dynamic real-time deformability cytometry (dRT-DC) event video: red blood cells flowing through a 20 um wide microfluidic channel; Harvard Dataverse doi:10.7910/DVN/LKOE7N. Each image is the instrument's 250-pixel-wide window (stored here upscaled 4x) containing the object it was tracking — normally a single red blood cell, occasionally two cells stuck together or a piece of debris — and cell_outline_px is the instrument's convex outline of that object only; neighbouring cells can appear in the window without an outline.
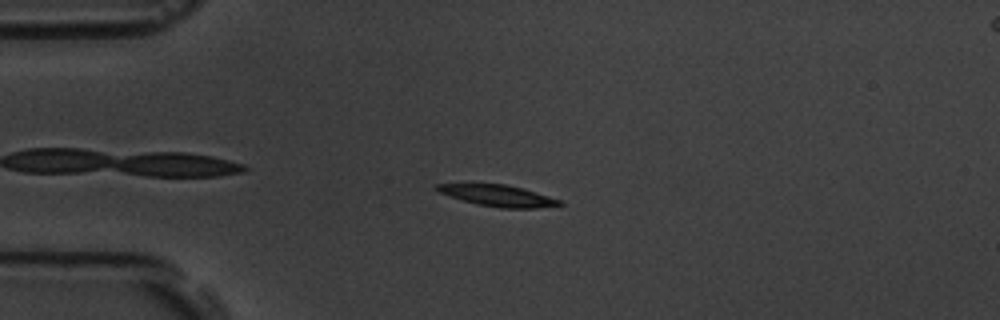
{"species": "common noctule bat (a hibernating species)", "species_latin": "Nyctalus noctula", "temperature_condition": "room temperature", "stored_images_in_passage": 4, "camera_frame_rate_fps": 3000, "um_per_image_px": 0.085, "animal": {"sex": "male", "body_mass_g": 19.5, "forearm_length_mm": 54.6}, "frame": {"image": 1, "passage_image": 2, "time_ms": 1.333, "image_size_px": [1000, 320], "cell_outline_px": [[564, 204], [536, 208], [500, 208], [476, 204], [440, 192], [432, 188], [436, 184], [468, 180], [472, 180], [504, 184], [536, 192], [564, 200]], "centroid_in_image_um": [42.22, 16.56], "position_along_channel_um": 42.8, "area_um2": 16.13}}